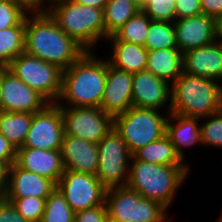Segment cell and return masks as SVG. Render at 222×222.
Masks as SVG:
<instances>
[{
  "label": "cell",
  "mask_w": 222,
  "mask_h": 222,
  "mask_svg": "<svg viewBox=\"0 0 222 222\" xmlns=\"http://www.w3.org/2000/svg\"><path fill=\"white\" fill-rule=\"evenodd\" d=\"M85 51L44 9L25 16V53L65 70Z\"/></svg>",
  "instance_id": "cell-1"
},
{
  "label": "cell",
  "mask_w": 222,
  "mask_h": 222,
  "mask_svg": "<svg viewBox=\"0 0 222 222\" xmlns=\"http://www.w3.org/2000/svg\"><path fill=\"white\" fill-rule=\"evenodd\" d=\"M85 51L62 73L60 107H100L107 77V59Z\"/></svg>",
  "instance_id": "cell-2"
},
{
  "label": "cell",
  "mask_w": 222,
  "mask_h": 222,
  "mask_svg": "<svg viewBox=\"0 0 222 222\" xmlns=\"http://www.w3.org/2000/svg\"><path fill=\"white\" fill-rule=\"evenodd\" d=\"M190 167L131 160L126 187L142 197L159 202L169 210L176 199L177 191L186 183L191 172Z\"/></svg>",
  "instance_id": "cell-3"
},
{
  "label": "cell",
  "mask_w": 222,
  "mask_h": 222,
  "mask_svg": "<svg viewBox=\"0 0 222 222\" xmlns=\"http://www.w3.org/2000/svg\"><path fill=\"white\" fill-rule=\"evenodd\" d=\"M44 10L57 25L86 51L105 41L103 9L77 4L74 0H51Z\"/></svg>",
  "instance_id": "cell-4"
},
{
  "label": "cell",
  "mask_w": 222,
  "mask_h": 222,
  "mask_svg": "<svg viewBox=\"0 0 222 222\" xmlns=\"http://www.w3.org/2000/svg\"><path fill=\"white\" fill-rule=\"evenodd\" d=\"M222 110V83L183 74L171 85L170 113L203 118Z\"/></svg>",
  "instance_id": "cell-5"
},
{
  "label": "cell",
  "mask_w": 222,
  "mask_h": 222,
  "mask_svg": "<svg viewBox=\"0 0 222 222\" xmlns=\"http://www.w3.org/2000/svg\"><path fill=\"white\" fill-rule=\"evenodd\" d=\"M161 113L158 109L132 106L113 117V128L125 141L132 155L165 135L169 113Z\"/></svg>",
  "instance_id": "cell-6"
},
{
  "label": "cell",
  "mask_w": 222,
  "mask_h": 222,
  "mask_svg": "<svg viewBox=\"0 0 222 222\" xmlns=\"http://www.w3.org/2000/svg\"><path fill=\"white\" fill-rule=\"evenodd\" d=\"M108 219L114 222H164L169 212L159 202L142 197L126 186L106 189Z\"/></svg>",
  "instance_id": "cell-7"
},
{
  "label": "cell",
  "mask_w": 222,
  "mask_h": 222,
  "mask_svg": "<svg viewBox=\"0 0 222 222\" xmlns=\"http://www.w3.org/2000/svg\"><path fill=\"white\" fill-rule=\"evenodd\" d=\"M18 79L41 94L49 103H56L62 90L63 70L54 64L19 54L7 67Z\"/></svg>",
  "instance_id": "cell-8"
},
{
  "label": "cell",
  "mask_w": 222,
  "mask_h": 222,
  "mask_svg": "<svg viewBox=\"0 0 222 222\" xmlns=\"http://www.w3.org/2000/svg\"><path fill=\"white\" fill-rule=\"evenodd\" d=\"M96 177L106 187L126 186L132 154L122 137L112 128L98 143Z\"/></svg>",
  "instance_id": "cell-9"
},
{
  "label": "cell",
  "mask_w": 222,
  "mask_h": 222,
  "mask_svg": "<svg viewBox=\"0 0 222 222\" xmlns=\"http://www.w3.org/2000/svg\"><path fill=\"white\" fill-rule=\"evenodd\" d=\"M64 135L97 144L112 128L113 117L100 107H61Z\"/></svg>",
  "instance_id": "cell-10"
},
{
  "label": "cell",
  "mask_w": 222,
  "mask_h": 222,
  "mask_svg": "<svg viewBox=\"0 0 222 222\" xmlns=\"http://www.w3.org/2000/svg\"><path fill=\"white\" fill-rule=\"evenodd\" d=\"M57 188L74 212L105 204L107 188L96 175L65 170L57 183Z\"/></svg>",
  "instance_id": "cell-11"
},
{
  "label": "cell",
  "mask_w": 222,
  "mask_h": 222,
  "mask_svg": "<svg viewBox=\"0 0 222 222\" xmlns=\"http://www.w3.org/2000/svg\"><path fill=\"white\" fill-rule=\"evenodd\" d=\"M64 137L61 107L49 103L43 110L35 112L22 147L60 150Z\"/></svg>",
  "instance_id": "cell-12"
},
{
  "label": "cell",
  "mask_w": 222,
  "mask_h": 222,
  "mask_svg": "<svg viewBox=\"0 0 222 222\" xmlns=\"http://www.w3.org/2000/svg\"><path fill=\"white\" fill-rule=\"evenodd\" d=\"M0 99L2 111L5 112L35 113L49 104L41 94L3 66H1Z\"/></svg>",
  "instance_id": "cell-13"
},
{
  "label": "cell",
  "mask_w": 222,
  "mask_h": 222,
  "mask_svg": "<svg viewBox=\"0 0 222 222\" xmlns=\"http://www.w3.org/2000/svg\"><path fill=\"white\" fill-rule=\"evenodd\" d=\"M169 103V104H168ZM132 105L139 108L167 109L171 107V85L145 70L133 74Z\"/></svg>",
  "instance_id": "cell-14"
},
{
  "label": "cell",
  "mask_w": 222,
  "mask_h": 222,
  "mask_svg": "<svg viewBox=\"0 0 222 222\" xmlns=\"http://www.w3.org/2000/svg\"><path fill=\"white\" fill-rule=\"evenodd\" d=\"M173 24L177 46L182 54L216 41V19L203 13L176 19Z\"/></svg>",
  "instance_id": "cell-15"
},
{
  "label": "cell",
  "mask_w": 222,
  "mask_h": 222,
  "mask_svg": "<svg viewBox=\"0 0 222 222\" xmlns=\"http://www.w3.org/2000/svg\"><path fill=\"white\" fill-rule=\"evenodd\" d=\"M133 74L109 65L107 61V77L100 108L115 117L132 107Z\"/></svg>",
  "instance_id": "cell-16"
},
{
  "label": "cell",
  "mask_w": 222,
  "mask_h": 222,
  "mask_svg": "<svg viewBox=\"0 0 222 222\" xmlns=\"http://www.w3.org/2000/svg\"><path fill=\"white\" fill-rule=\"evenodd\" d=\"M15 164L25 171L52 180L56 185L65 171L60 150L20 147Z\"/></svg>",
  "instance_id": "cell-17"
},
{
  "label": "cell",
  "mask_w": 222,
  "mask_h": 222,
  "mask_svg": "<svg viewBox=\"0 0 222 222\" xmlns=\"http://www.w3.org/2000/svg\"><path fill=\"white\" fill-rule=\"evenodd\" d=\"M57 185L50 179L28 172L15 163L9 167L8 183L4 198L36 197L47 199Z\"/></svg>",
  "instance_id": "cell-18"
},
{
  "label": "cell",
  "mask_w": 222,
  "mask_h": 222,
  "mask_svg": "<svg viewBox=\"0 0 222 222\" xmlns=\"http://www.w3.org/2000/svg\"><path fill=\"white\" fill-rule=\"evenodd\" d=\"M182 56L185 73L222 83V44L220 42L215 41L189 50Z\"/></svg>",
  "instance_id": "cell-19"
},
{
  "label": "cell",
  "mask_w": 222,
  "mask_h": 222,
  "mask_svg": "<svg viewBox=\"0 0 222 222\" xmlns=\"http://www.w3.org/2000/svg\"><path fill=\"white\" fill-rule=\"evenodd\" d=\"M60 151L65 170L96 175L98 170L97 144L64 135Z\"/></svg>",
  "instance_id": "cell-20"
},
{
  "label": "cell",
  "mask_w": 222,
  "mask_h": 222,
  "mask_svg": "<svg viewBox=\"0 0 222 222\" xmlns=\"http://www.w3.org/2000/svg\"><path fill=\"white\" fill-rule=\"evenodd\" d=\"M200 118L183 116L177 113H169L166 121L165 135L170 139L175 147V151L180 159L187 164L184 153L192 146L201 147V127ZM187 148V149H186Z\"/></svg>",
  "instance_id": "cell-21"
},
{
  "label": "cell",
  "mask_w": 222,
  "mask_h": 222,
  "mask_svg": "<svg viewBox=\"0 0 222 222\" xmlns=\"http://www.w3.org/2000/svg\"><path fill=\"white\" fill-rule=\"evenodd\" d=\"M105 41L111 42L112 54L106 57L109 65L131 74L146 70L148 50L144 46L120 41L115 35Z\"/></svg>",
  "instance_id": "cell-22"
},
{
  "label": "cell",
  "mask_w": 222,
  "mask_h": 222,
  "mask_svg": "<svg viewBox=\"0 0 222 222\" xmlns=\"http://www.w3.org/2000/svg\"><path fill=\"white\" fill-rule=\"evenodd\" d=\"M146 70L172 85L183 74V56L178 48L148 51Z\"/></svg>",
  "instance_id": "cell-23"
},
{
  "label": "cell",
  "mask_w": 222,
  "mask_h": 222,
  "mask_svg": "<svg viewBox=\"0 0 222 222\" xmlns=\"http://www.w3.org/2000/svg\"><path fill=\"white\" fill-rule=\"evenodd\" d=\"M131 160L146 161L158 165H188L184 163L175 151L170 139L164 135L159 140L138 149Z\"/></svg>",
  "instance_id": "cell-24"
},
{
  "label": "cell",
  "mask_w": 222,
  "mask_h": 222,
  "mask_svg": "<svg viewBox=\"0 0 222 222\" xmlns=\"http://www.w3.org/2000/svg\"><path fill=\"white\" fill-rule=\"evenodd\" d=\"M34 113L0 111V133L3 134L16 149L23 146Z\"/></svg>",
  "instance_id": "cell-25"
},
{
  "label": "cell",
  "mask_w": 222,
  "mask_h": 222,
  "mask_svg": "<svg viewBox=\"0 0 222 222\" xmlns=\"http://www.w3.org/2000/svg\"><path fill=\"white\" fill-rule=\"evenodd\" d=\"M25 50V17L13 27L0 30V66L7 67Z\"/></svg>",
  "instance_id": "cell-26"
},
{
  "label": "cell",
  "mask_w": 222,
  "mask_h": 222,
  "mask_svg": "<svg viewBox=\"0 0 222 222\" xmlns=\"http://www.w3.org/2000/svg\"><path fill=\"white\" fill-rule=\"evenodd\" d=\"M140 9L130 0H108L104 14L105 36L114 35Z\"/></svg>",
  "instance_id": "cell-27"
},
{
  "label": "cell",
  "mask_w": 222,
  "mask_h": 222,
  "mask_svg": "<svg viewBox=\"0 0 222 222\" xmlns=\"http://www.w3.org/2000/svg\"><path fill=\"white\" fill-rule=\"evenodd\" d=\"M144 47L148 51L178 48L173 22L151 20Z\"/></svg>",
  "instance_id": "cell-28"
},
{
  "label": "cell",
  "mask_w": 222,
  "mask_h": 222,
  "mask_svg": "<svg viewBox=\"0 0 222 222\" xmlns=\"http://www.w3.org/2000/svg\"><path fill=\"white\" fill-rule=\"evenodd\" d=\"M151 19L140 10L114 35L123 42L144 46Z\"/></svg>",
  "instance_id": "cell-29"
},
{
  "label": "cell",
  "mask_w": 222,
  "mask_h": 222,
  "mask_svg": "<svg viewBox=\"0 0 222 222\" xmlns=\"http://www.w3.org/2000/svg\"><path fill=\"white\" fill-rule=\"evenodd\" d=\"M75 212L70 208L64 195L56 189L46 199L45 211L40 222H74Z\"/></svg>",
  "instance_id": "cell-30"
},
{
  "label": "cell",
  "mask_w": 222,
  "mask_h": 222,
  "mask_svg": "<svg viewBox=\"0 0 222 222\" xmlns=\"http://www.w3.org/2000/svg\"><path fill=\"white\" fill-rule=\"evenodd\" d=\"M203 119V120H202ZM202 146L217 147L222 150V110L200 118Z\"/></svg>",
  "instance_id": "cell-31"
},
{
  "label": "cell",
  "mask_w": 222,
  "mask_h": 222,
  "mask_svg": "<svg viewBox=\"0 0 222 222\" xmlns=\"http://www.w3.org/2000/svg\"><path fill=\"white\" fill-rule=\"evenodd\" d=\"M31 10L21 0H0V30L16 26Z\"/></svg>",
  "instance_id": "cell-32"
},
{
  "label": "cell",
  "mask_w": 222,
  "mask_h": 222,
  "mask_svg": "<svg viewBox=\"0 0 222 222\" xmlns=\"http://www.w3.org/2000/svg\"><path fill=\"white\" fill-rule=\"evenodd\" d=\"M10 201L16 211L28 222H40L45 211L46 199L36 197L5 198Z\"/></svg>",
  "instance_id": "cell-33"
},
{
  "label": "cell",
  "mask_w": 222,
  "mask_h": 222,
  "mask_svg": "<svg viewBox=\"0 0 222 222\" xmlns=\"http://www.w3.org/2000/svg\"><path fill=\"white\" fill-rule=\"evenodd\" d=\"M176 0H148L142 11L153 21L174 22Z\"/></svg>",
  "instance_id": "cell-34"
},
{
  "label": "cell",
  "mask_w": 222,
  "mask_h": 222,
  "mask_svg": "<svg viewBox=\"0 0 222 222\" xmlns=\"http://www.w3.org/2000/svg\"><path fill=\"white\" fill-rule=\"evenodd\" d=\"M108 219L106 205L75 212L74 222H106Z\"/></svg>",
  "instance_id": "cell-35"
},
{
  "label": "cell",
  "mask_w": 222,
  "mask_h": 222,
  "mask_svg": "<svg viewBox=\"0 0 222 222\" xmlns=\"http://www.w3.org/2000/svg\"><path fill=\"white\" fill-rule=\"evenodd\" d=\"M176 19L202 14L200 0H176Z\"/></svg>",
  "instance_id": "cell-36"
},
{
  "label": "cell",
  "mask_w": 222,
  "mask_h": 222,
  "mask_svg": "<svg viewBox=\"0 0 222 222\" xmlns=\"http://www.w3.org/2000/svg\"><path fill=\"white\" fill-rule=\"evenodd\" d=\"M0 222H28L17 211L14 205L0 195Z\"/></svg>",
  "instance_id": "cell-37"
},
{
  "label": "cell",
  "mask_w": 222,
  "mask_h": 222,
  "mask_svg": "<svg viewBox=\"0 0 222 222\" xmlns=\"http://www.w3.org/2000/svg\"><path fill=\"white\" fill-rule=\"evenodd\" d=\"M16 147L0 133V161L6 162L9 166L16 161Z\"/></svg>",
  "instance_id": "cell-38"
},
{
  "label": "cell",
  "mask_w": 222,
  "mask_h": 222,
  "mask_svg": "<svg viewBox=\"0 0 222 222\" xmlns=\"http://www.w3.org/2000/svg\"><path fill=\"white\" fill-rule=\"evenodd\" d=\"M202 13L213 17L218 18L222 16V0H200Z\"/></svg>",
  "instance_id": "cell-39"
},
{
  "label": "cell",
  "mask_w": 222,
  "mask_h": 222,
  "mask_svg": "<svg viewBox=\"0 0 222 222\" xmlns=\"http://www.w3.org/2000/svg\"><path fill=\"white\" fill-rule=\"evenodd\" d=\"M9 167L6 162L0 161V195L4 194L7 187Z\"/></svg>",
  "instance_id": "cell-40"
},
{
  "label": "cell",
  "mask_w": 222,
  "mask_h": 222,
  "mask_svg": "<svg viewBox=\"0 0 222 222\" xmlns=\"http://www.w3.org/2000/svg\"><path fill=\"white\" fill-rule=\"evenodd\" d=\"M77 4L104 9L108 0H74Z\"/></svg>",
  "instance_id": "cell-41"
},
{
  "label": "cell",
  "mask_w": 222,
  "mask_h": 222,
  "mask_svg": "<svg viewBox=\"0 0 222 222\" xmlns=\"http://www.w3.org/2000/svg\"><path fill=\"white\" fill-rule=\"evenodd\" d=\"M216 41L222 44V16L216 18Z\"/></svg>",
  "instance_id": "cell-42"
},
{
  "label": "cell",
  "mask_w": 222,
  "mask_h": 222,
  "mask_svg": "<svg viewBox=\"0 0 222 222\" xmlns=\"http://www.w3.org/2000/svg\"><path fill=\"white\" fill-rule=\"evenodd\" d=\"M21 1H23L32 10L41 9V0H21Z\"/></svg>",
  "instance_id": "cell-43"
},
{
  "label": "cell",
  "mask_w": 222,
  "mask_h": 222,
  "mask_svg": "<svg viewBox=\"0 0 222 222\" xmlns=\"http://www.w3.org/2000/svg\"><path fill=\"white\" fill-rule=\"evenodd\" d=\"M134 3L140 10H142L147 4L148 0H130Z\"/></svg>",
  "instance_id": "cell-44"
},
{
  "label": "cell",
  "mask_w": 222,
  "mask_h": 222,
  "mask_svg": "<svg viewBox=\"0 0 222 222\" xmlns=\"http://www.w3.org/2000/svg\"><path fill=\"white\" fill-rule=\"evenodd\" d=\"M51 0H41V9H44V7L46 6V4L48 2H50Z\"/></svg>",
  "instance_id": "cell-45"
},
{
  "label": "cell",
  "mask_w": 222,
  "mask_h": 222,
  "mask_svg": "<svg viewBox=\"0 0 222 222\" xmlns=\"http://www.w3.org/2000/svg\"><path fill=\"white\" fill-rule=\"evenodd\" d=\"M0 81H1V66H0ZM0 111H2V107H1V99H0Z\"/></svg>",
  "instance_id": "cell-46"
},
{
  "label": "cell",
  "mask_w": 222,
  "mask_h": 222,
  "mask_svg": "<svg viewBox=\"0 0 222 222\" xmlns=\"http://www.w3.org/2000/svg\"><path fill=\"white\" fill-rule=\"evenodd\" d=\"M219 222H222V211H221V214H220V218L217 219Z\"/></svg>",
  "instance_id": "cell-47"
},
{
  "label": "cell",
  "mask_w": 222,
  "mask_h": 222,
  "mask_svg": "<svg viewBox=\"0 0 222 222\" xmlns=\"http://www.w3.org/2000/svg\"><path fill=\"white\" fill-rule=\"evenodd\" d=\"M171 221V219L170 218H168L166 221H164V222H170Z\"/></svg>",
  "instance_id": "cell-48"
},
{
  "label": "cell",
  "mask_w": 222,
  "mask_h": 222,
  "mask_svg": "<svg viewBox=\"0 0 222 222\" xmlns=\"http://www.w3.org/2000/svg\"><path fill=\"white\" fill-rule=\"evenodd\" d=\"M106 222H114V221H112V220H110V219H107V221Z\"/></svg>",
  "instance_id": "cell-49"
}]
</instances>
